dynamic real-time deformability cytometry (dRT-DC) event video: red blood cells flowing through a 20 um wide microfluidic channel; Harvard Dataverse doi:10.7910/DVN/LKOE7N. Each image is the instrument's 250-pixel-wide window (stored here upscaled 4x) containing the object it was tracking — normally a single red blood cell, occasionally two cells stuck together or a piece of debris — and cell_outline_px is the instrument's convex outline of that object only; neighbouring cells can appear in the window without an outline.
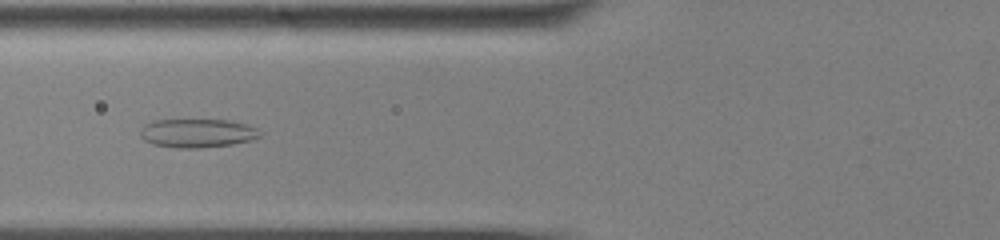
{"species": "common noctule bat (a hibernating species)", "species_latin": "Nyctalus noctula", "temperature_condition": "cold", "stored_images_in_passage": 41, "camera_frame_rate_fps": 3000, "um_per_image_px": 0.085, "animal": {"sex": "male", "body_mass_g": 13.0, "forearm_length_mm": 53.1}, "frame": {"image": 1, "passage_image": 7, "time_ms": 2.0, "image_size_px": [1000, 240], "cell_outline_px": [[260, 136], [252, 140], [232, 144], [200, 148], [180, 148], [152, 144], [144, 140], [140, 136], [140, 132], [144, 124], [156, 120], [228, 120], [244, 124], [256, 128], [260, 132]], "centroid_in_image_um": [16.75, 11.32], "position_along_channel_um": 109.1, "area_um2": 19.88}}
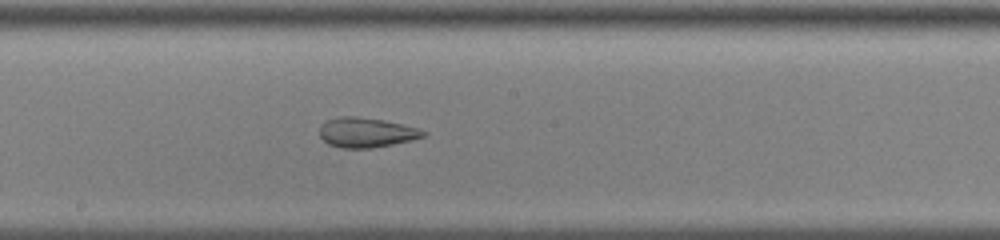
{"frame": {"image": 2, "passage_image": 16, "time_ms": 5.0, "image_size_px": [1000, 240], "cell_outline_px": [[428, 132], [424, 136], [392, 144], [372, 148], [340, 148], [328, 144], [320, 136], [320, 128], [328, 120], [340, 116], [356, 116], [384, 120], [420, 128]], "centroid_in_image_um": [31.14, 11.26], "position_along_channel_um": 217.1, "area_um2": 17.86}}
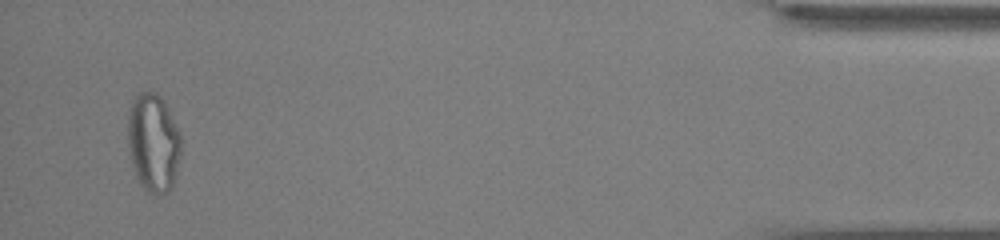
{"frame": {"image": 3, "passage_image": 39, "time_ms": 12.667, "image_size_px": [1000, 240], "cell_outline_px": [[180, 152], [176, 172], [172, 188], [168, 192], [160, 196], [152, 196], [140, 184], [136, 176], [132, 164], [128, 144], [128, 112], [132, 100], [140, 92], [156, 92], [160, 96], [180, 136]], "centroid_in_image_um": [13.0, 12.19], "position_along_channel_um": 422.2, "area_um2": 30.23}, "authors_computed_cell_mechanics": {"area_um2": 20.6924, "velocity_mm_per_s": 3.596, "shape_relaxation_time_tau1_ms": null, "shape_relaxation_time_tau2_ms": 3.4207, "deformation_change_tau1": null, "deformation_change_tau2": 0.1125}}